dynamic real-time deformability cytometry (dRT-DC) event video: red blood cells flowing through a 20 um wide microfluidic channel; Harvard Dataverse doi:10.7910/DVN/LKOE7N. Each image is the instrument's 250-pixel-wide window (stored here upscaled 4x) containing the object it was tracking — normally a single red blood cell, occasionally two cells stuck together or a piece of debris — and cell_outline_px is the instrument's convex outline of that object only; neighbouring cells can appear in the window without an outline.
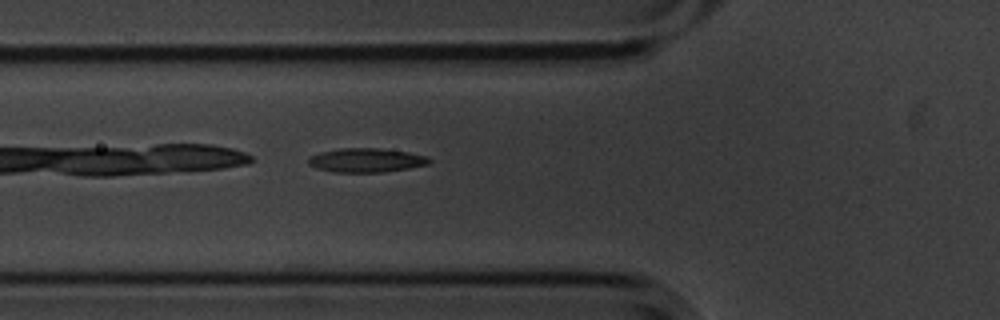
{"species": "common noctule bat (a hibernating species)", "species_latin": "Nyctalus noctula", "temperature_condition": "cold", "stored_images_in_passage": 37, "camera_frame_rate_fps": 3000, "um_per_image_px": 0.085, "animal": {"sex": "male", "body_mass_g": 20.1, "forearm_length_mm": 53.5}, "frame": {"image": 1, "passage_image": 4, "time_ms": 1.0, "image_size_px": [1000, 320], "cell_outline_px": [[432, 160], [428, 164], [408, 168], [384, 172], [332, 172], [316, 168], [308, 164], [308, 156], [320, 152], [340, 148], [380, 148], [408, 152], [428, 156]], "centroid_in_image_um": [31.11, 13.61], "position_along_channel_um": 94.7, "area_um2": 17.05}}
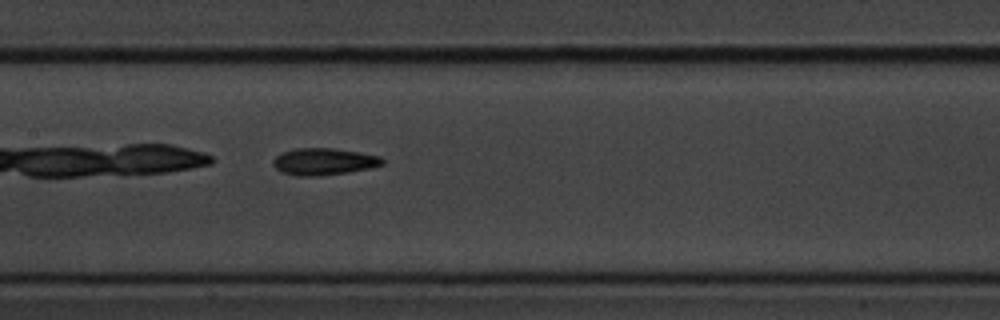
{"frame": {"image": 2, "passage_image": 11, "time_ms": 3.333, "image_size_px": [1000, 320], "cell_outline_px": [[384, 164], [372, 168], [348, 172], [320, 176], [296, 176], [280, 172], [272, 164], [272, 160], [280, 152], [296, 148], [336, 148], [380, 156], [384, 160]], "centroid_in_image_um": [27.5, 13.73], "position_along_channel_um": 179.9, "area_um2": 17.4}}
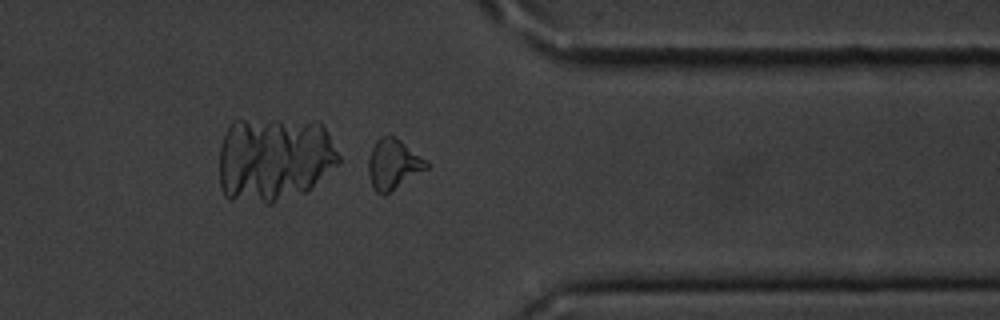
{"frame": {"image": 3, "passage_image": 28, "time_ms": 9.0, "image_size_px": [1000, 320], "cell_outline_px": [[432, 164], [428, 168], [384, 196], [376, 192], [372, 188], [368, 176], [368, 160], [372, 148], [376, 140], [380, 136], [396, 136], [428, 160]], "centroid_in_image_um": [33.44, 13.96], "position_along_channel_um": 378.0, "area_um2": 17.4}, "authors_computed_cell_mechanics": {"area_um2": 16.6464, "velocity_mm_per_s": 3.6065, "shape_relaxation_time_tau1_ms": 3.8542, "shape_relaxation_time_tau2_ms": 5.7905, "deformation_change_tau1": 0.1103, "deformation_change_tau2": 0.1555}}